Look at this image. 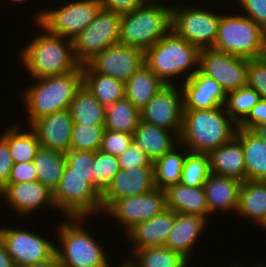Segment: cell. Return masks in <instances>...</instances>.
Returning <instances> with one entry per match:
<instances>
[{"mask_svg": "<svg viewBox=\"0 0 266 267\" xmlns=\"http://www.w3.org/2000/svg\"><path fill=\"white\" fill-rule=\"evenodd\" d=\"M35 25L42 31L19 52V60L31 79L75 71L80 65L74 57L72 40L52 34L40 23Z\"/></svg>", "mask_w": 266, "mask_h": 267, "instance_id": "6da1fadb", "label": "cell"}, {"mask_svg": "<svg viewBox=\"0 0 266 267\" xmlns=\"http://www.w3.org/2000/svg\"><path fill=\"white\" fill-rule=\"evenodd\" d=\"M238 125L225 106L201 110H183L179 142L189 152L209 153L229 142Z\"/></svg>", "mask_w": 266, "mask_h": 267, "instance_id": "7a4b0ae2", "label": "cell"}, {"mask_svg": "<svg viewBox=\"0 0 266 267\" xmlns=\"http://www.w3.org/2000/svg\"><path fill=\"white\" fill-rule=\"evenodd\" d=\"M200 49L170 30L155 45L144 52L145 64L165 84H178L181 75L188 80L199 70ZM190 72H189V71Z\"/></svg>", "mask_w": 266, "mask_h": 267, "instance_id": "3957f363", "label": "cell"}, {"mask_svg": "<svg viewBox=\"0 0 266 267\" xmlns=\"http://www.w3.org/2000/svg\"><path fill=\"white\" fill-rule=\"evenodd\" d=\"M22 92V100L27 114V125L53 112L69 109L71 101L83 85L82 66L66 75L47 76L32 79ZM36 83V84H35Z\"/></svg>", "mask_w": 266, "mask_h": 267, "instance_id": "277c9868", "label": "cell"}, {"mask_svg": "<svg viewBox=\"0 0 266 267\" xmlns=\"http://www.w3.org/2000/svg\"><path fill=\"white\" fill-rule=\"evenodd\" d=\"M162 3L149 0L121 15L119 43L145 52L163 38L172 27V6Z\"/></svg>", "mask_w": 266, "mask_h": 267, "instance_id": "5b68a950", "label": "cell"}, {"mask_svg": "<svg viewBox=\"0 0 266 267\" xmlns=\"http://www.w3.org/2000/svg\"><path fill=\"white\" fill-rule=\"evenodd\" d=\"M86 218L67 217V221L59 224L56 231L59 246L55 245V254L61 267L111 266L102 244L83 228Z\"/></svg>", "mask_w": 266, "mask_h": 267, "instance_id": "8992f818", "label": "cell"}, {"mask_svg": "<svg viewBox=\"0 0 266 267\" xmlns=\"http://www.w3.org/2000/svg\"><path fill=\"white\" fill-rule=\"evenodd\" d=\"M214 49L247 59L266 56V32L244 14H222Z\"/></svg>", "mask_w": 266, "mask_h": 267, "instance_id": "52a82bcc", "label": "cell"}, {"mask_svg": "<svg viewBox=\"0 0 266 267\" xmlns=\"http://www.w3.org/2000/svg\"><path fill=\"white\" fill-rule=\"evenodd\" d=\"M57 211L67 217H89L102 212L101 195L92 184L91 174L70 173L66 164L57 188L53 192Z\"/></svg>", "mask_w": 266, "mask_h": 267, "instance_id": "ba28073f", "label": "cell"}, {"mask_svg": "<svg viewBox=\"0 0 266 267\" xmlns=\"http://www.w3.org/2000/svg\"><path fill=\"white\" fill-rule=\"evenodd\" d=\"M101 7V0L67 1L55 9L50 7L37 12L34 21L52 34L73 41L93 22Z\"/></svg>", "mask_w": 266, "mask_h": 267, "instance_id": "9c48e42d", "label": "cell"}, {"mask_svg": "<svg viewBox=\"0 0 266 267\" xmlns=\"http://www.w3.org/2000/svg\"><path fill=\"white\" fill-rule=\"evenodd\" d=\"M182 4L172 5L171 30L200 50L213 48L222 13Z\"/></svg>", "mask_w": 266, "mask_h": 267, "instance_id": "30bf717a", "label": "cell"}, {"mask_svg": "<svg viewBox=\"0 0 266 267\" xmlns=\"http://www.w3.org/2000/svg\"><path fill=\"white\" fill-rule=\"evenodd\" d=\"M120 23V14L101 7L93 22L72 41L77 63L86 65L104 49L119 43Z\"/></svg>", "mask_w": 266, "mask_h": 267, "instance_id": "8fae6325", "label": "cell"}, {"mask_svg": "<svg viewBox=\"0 0 266 267\" xmlns=\"http://www.w3.org/2000/svg\"><path fill=\"white\" fill-rule=\"evenodd\" d=\"M26 228L0 226V240L16 267H25L50 259L55 254V244L40 234Z\"/></svg>", "mask_w": 266, "mask_h": 267, "instance_id": "7c38bea8", "label": "cell"}, {"mask_svg": "<svg viewBox=\"0 0 266 267\" xmlns=\"http://www.w3.org/2000/svg\"><path fill=\"white\" fill-rule=\"evenodd\" d=\"M248 62L244 57L205 48L200 50L199 71L215 79L228 94L247 85Z\"/></svg>", "mask_w": 266, "mask_h": 267, "instance_id": "4fadbf2b", "label": "cell"}, {"mask_svg": "<svg viewBox=\"0 0 266 267\" xmlns=\"http://www.w3.org/2000/svg\"><path fill=\"white\" fill-rule=\"evenodd\" d=\"M166 209L164 190L154 188L152 191L129 196L114 201L104 212L115 219L124 228L125 233L134 225L147 221Z\"/></svg>", "mask_w": 266, "mask_h": 267, "instance_id": "5bb4252c", "label": "cell"}, {"mask_svg": "<svg viewBox=\"0 0 266 267\" xmlns=\"http://www.w3.org/2000/svg\"><path fill=\"white\" fill-rule=\"evenodd\" d=\"M139 112L141 121L173 131L180 136L183 102L179 84L163 86Z\"/></svg>", "mask_w": 266, "mask_h": 267, "instance_id": "9a60e30c", "label": "cell"}, {"mask_svg": "<svg viewBox=\"0 0 266 267\" xmlns=\"http://www.w3.org/2000/svg\"><path fill=\"white\" fill-rule=\"evenodd\" d=\"M144 63L142 50L117 43L104 49L87 65L96 73L125 83Z\"/></svg>", "mask_w": 266, "mask_h": 267, "instance_id": "2e32d148", "label": "cell"}, {"mask_svg": "<svg viewBox=\"0 0 266 267\" xmlns=\"http://www.w3.org/2000/svg\"><path fill=\"white\" fill-rule=\"evenodd\" d=\"M3 197L6 205L9 204L12 210L19 216L30 217L31 213L43 209L41 207H50L56 209L53 201V192L39 181L8 183L1 191L0 197ZM35 211V212H34Z\"/></svg>", "mask_w": 266, "mask_h": 267, "instance_id": "e0dca14e", "label": "cell"}, {"mask_svg": "<svg viewBox=\"0 0 266 267\" xmlns=\"http://www.w3.org/2000/svg\"><path fill=\"white\" fill-rule=\"evenodd\" d=\"M155 188L153 167H135L120 170L101 195L102 214L116 200L138 196Z\"/></svg>", "mask_w": 266, "mask_h": 267, "instance_id": "ac0fdd59", "label": "cell"}, {"mask_svg": "<svg viewBox=\"0 0 266 267\" xmlns=\"http://www.w3.org/2000/svg\"><path fill=\"white\" fill-rule=\"evenodd\" d=\"M72 126L69 109L44 115L29 125L36 134L40 147L63 153L70 151Z\"/></svg>", "mask_w": 266, "mask_h": 267, "instance_id": "d6986e66", "label": "cell"}, {"mask_svg": "<svg viewBox=\"0 0 266 267\" xmlns=\"http://www.w3.org/2000/svg\"><path fill=\"white\" fill-rule=\"evenodd\" d=\"M182 92L183 110H201L224 106L227 94L213 78L199 70L179 85Z\"/></svg>", "mask_w": 266, "mask_h": 267, "instance_id": "ffe728a7", "label": "cell"}, {"mask_svg": "<svg viewBox=\"0 0 266 267\" xmlns=\"http://www.w3.org/2000/svg\"><path fill=\"white\" fill-rule=\"evenodd\" d=\"M175 223V212L166 208L153 218L134 225L124 235L133 243V251L164 246Z\"/></svg>", "mask_w": 266, "mask_h": 267, "instance_id": "44dd1931", "label": "cell"}, {"mask_svg": "<svg viewBox=\"0 0 266 267\" xmlns=\"http://www.w3.org/2000/svg\"><path fill=\"white\" fill-rule=\"evenodd\" d=\"M241 184L235 178L210 173L203 184L209 215L217 211L236 214Z\"/></svg>", "mask_w": 266, "mask_h": 267, "instance_id": "7402d4cb", "label": "cell"}, {"mask_svg": "<svg viewBox=\"0 0 266 267\" xmlns=\"http://www.w3.org/2000/svg\"><path fill=\"white\" fill-rule=\"evenodd\" d=\"M208 221L199 215L175 213V223L165 247L180 253L189 261L193 247L205 230Z\"/></svg>", "mask_w": 266, "mask_h": 267, "instance_id": "603a6c76", "label": "cell"}, {"mask_svg": "<svg viewBox=\"0 0 266 267\" xmlns=\"http://www.w3.org/2000/svg\"><path fill=\"white\" fill-rule=\"evenodd\" d=\"M210 173L246 180V167L241 142L234 136L229 142L208 153Z\"/></svg>", "mask_w": 266, "mask_h": 267, "instance_id": "cb8c5ba5", "label": "cell"}, {"mask_svg": "<svg viewBox=\"0 0 266 267\" xmlns=\"http://www.w3.org/2000/svg\"><path fill=\"white\" fill-rule=\"evenodd\" d=\"M133 142L153 163L179 143V136L140 120L133 133Z\"/></svg>", "mask_w": 266, "mask_h": 267, "instance_id": "d4e9b609", "label": "cell"}, {"mask_svg": "<svg viewBox=\"0 0 266 267\" xmlns=\"http://www.w3.org/2000/svg\"><path fill=\"white\" fill-rule=\"evenodd\" d=\"M166 208L175 213L193 214L209 220L208 206L203 186L190 187L177 183L165 190Z\"/></svg>", "mask_w": 266, "mask_h": 267, "instance_id": "484cf974", "label": "cell"}, {"mask_svg": "<svg viewBox=\"0 0 266 267\" xmlns=\"http://www.w3.org/2000/svg\"><path fill=\"white\" fill-rule=\"evenodd\" d=\"M235 137L242 145L246 180L266 181V141L255 131L238 127Z\"/></svg>", "mask_w": 266, "mask_h": 267, "instance_id": "4316f807", "label": "cell"}, {"mask_svg": "<svg viewBox=\"0 0 266 267\" xmlns=\"http://www.w3.org/2000/svg\"><path fill=\"white\" fill-rule=\"evenodd\" d=\"M165 84L144 63L125 83V98L141 110Z\"/></svg>", "mask_w": 266, "mask_h": 267, "instance_id": "83f0119b", "label": "cell"}, {"mask_svg": "<svg viewBox=\"0 0 266 267\" xmlns=\"http://www.w3.org/2000/svg\"><path fill=\"white\" fill-rule=\"evenodd\" d=\"M237 216L258 225L266 217V181L245 180L239 190Z\"/></svg>", "mask_w": 266, "mask_h": 267, "instance_id": "f1b7e54d", "label": "cell"}, {"mask_svg": "<svg viewBox=\"0 0 266 267\" xmlns=\"http://www.w3.org/2000/svg\"><path fill=\"white\" fill-rule=\"evenodd\" d=\"M188 152L184 145L179 142L170 151L153 162L155 188L165 190L167 187L181 182L184 161Z\"/></svg>", "mask_w": 266, "mask_h": 267, "instance_id": "f546056e", "label": "cell"}, {"mask_svg": "<svg viewBox=\"0 0 266 267\" xmlns=\"http://www.w3.org/2000/svg\"><path fill=\"white\" fill-rule=\"evenodd\" d=\"M83 85L104 106L125 98L124 83L113 77L94 72L87 64L82 66Z\"/></svg>", "mask_w": 266, "mask_h": 267, "instance_id": "4dcf8cb0", "label": "cell"}, {"mask_svg": "<svg viewBox=\"0 0 266 267\" xmlns=\"http://www.w3.org/2000/svg\"><path fill=\"white\" fill-rule=\"evenodd\" d=\"M20 127V123L10 124L1 134L9 144L14 164L33 161L40 148V143L34 131L30 127L25 130Z\"/></svg>", "mask_w": 266, "mask_h": 267, "instance_id": "1f68e13d", "label": "cell"}, {"mask_svg": "<svg viewBox=\"0 0 266 267\" xmlns=\"http://www.w3.org/2000/svg\"><path fill=\"white\" fill-rule=\"evenodd\" d=\"M33 163L37 172V181L54 192L66 165L65 153L40 147Z\"/></svg>", "mask_w": 266, "mask_h": 267, "instance_id": "d6a6232c", "label": "cell"}, {"mask_svg": "<svg viewBox=\"0 0 266 267\" xmlns=\"http://www.w3.org/2000/svg\"><path fill=\"white\" fill-rule=\"evenodd\" d=\"M73 123L104 125L105 107L84 85L76 93L69 105Z\"/></svg>", "mask_w": 266, "mask_h": 267, "instance_id": "836d02e7", "label": "cell"}, {"mask_svg": "<svg viewBox=\"0 0 266 267\" xmlns=\"http://www.w3.org/2000/svg\"><path fill=\"white\" fill-rule=\"evenodd\" d=\"M105 129L133 135L140 121V112L126 98L105 107Z\"/></svg>", "mask_w": 266, "mask_h": 267, "instance_id": "e575fe53", "label": "cell"}, {"mask_svg": "<svg viewBox=\"0 0 266 267\" xmlns=\"http://www.w3.org/2000/svg\"><path fill=\"white\" fill-rule=\"evenodd\" d=\"M128 257L137 267H188V260L180 253L160 247L142 248ZM132 257V258H131Z\"/></svg>", "mask_w": 266, "mask_h": 267, "instance_id": "d590c367", "label": "cell"}, {"mask_svg": "<svg viewBox=\"0 0 266 267\" xmlns=\"http://www.w3.org/2000/svg\"><path fill=\"white\" fill-rule=\"evenodd\" d=\"M260 99V94L246 85L228 93L224 106L230 118L239 125Z\"/></svg>", "mask_w": 266, "mask_h": 267, "instance_id": "8d00e7d4", "label": "cell"}, {"mask_svg": "<svg viewBox=\"0 0 266 267\" xmlns=\"http://www.w3.org/2000/svg\"><path fill=\"white\" fill-rule=\"evenodd\" d=\"M121 170L116 156L104 153L100 150L95 152L93 164L92 184L102 195L112 182L114 176Z\"/></svg>", "mask_w": 266, "mask_h": 267, "instance_id": "74e56055", "label": "cell"}, {"mask_svg": "<svg viewBox=\"0 0 266 267\" xmlns=\"http://www.w3.org/2000/svg\"><path fill=\"white\" fill-rule=\"evenodd\" d=\"M210 174L207 153L188 152L184 161L181 183L190 187H201Z\"/></svg>", "mask_w": 266, "mask_h": 267, "instance_id": "f35d334b", "label": "cell"}, {"mask_svg": "<svg viewBox=\"0 0 266 267\" xmlns=\"http://www.w3.org/2000/svg\"><path fill=\"white\" fill-rule=\"evenodd\" d=\"M104 131V125L73 123L70 150L96 152L100 149Z\"/></svg>", "mask_w": 266, "mask_h": 267, "instance_id": "ab89813d", "label": "cell"}, {"mask_svg": "<svg viewBox=\"0 0 266 267\" xmlns=\"http://www.w3.org/2000/svg\"><path fill=\"white\" fill-rule=\"evenodd\" d=\"M133 142V135L105 129L100 151L118 157Z\"/></svg>", "mask_w": 266, "mask_h": 267, "instance_id": "60d3db41", "label": "cell"}, {"mask_svg": "<svg viewBox=\"0 0 266 267\" xmlns=\"http://www.w3.org/2000/svg\"><path fill=\"white\" fill-rule=\"evenodd\" d=\"M247 86L255 89L260 94L261 99L266 100V56L249 59Z\"/></svg>", "mask_w": 266, "mask_h": 267, "instance_id": "b9f144b4", "label": "cell"}, {"mask_svg": "<svg viewBox=\"0 0 266 267\" xmlns=\"http://www.w3.org/2000/svg\"><path fill=\"white\" fill-rule=\"evenodd\" d=\"M70 173L93 174L95 152L89 150H70L65 153Z\"/></svg>", "mask_w": 266, "mask_h": 267, "instance_id": "7bdbcfd3", "label": "cell"}, {"mask_svg": "<svg viewBox=\"0 0 266 267\" xmlns=\"http://www.w3.org/2000/svg\"><path fill=\"white\" fill-rule=\"evenodd\" d=\"M117 159L122 170L135 167H153V163L147 157V154L134 142H132L127 149L117 157Z\"/></svg>", "mask_w": 266, "mask_h": 267, "instance_id": "ee69618b", "label": "cell"}, {"mask_svg": "<svg viewBox=\"0 0 266 267\" xmlns=\"http://www.w3.org/2000/svg\"><path fill=\"white\" fill-rule=\"evenodd\" d=\"M244 15L266 32V0H238Z\"/></svg>", "mask_w": 266, "mask_h": 267, "instance_id": "f6af8a7d", "label": "cell"}, {"mask_svg": "<svg viewBox=\"0 0 266 267\" xmlns=\"http://www.w3.org/2000/svg\"><path fill=\"white\" fill-rule=\"evenodd\" d=\"M14 165L8 142L0 137V191L8 184Z\"/></svg>", "mask_w": 266, "mask_h": 267, "instance_id": "bcb514c9", "label": "cell"}, {"mask_svg": "<svg viewBox=\"0 0 266 267\" xmlns=\"http://www.w3.org/2000/svg\"><path fill=\"white\" fill-rule=\"evenodd\" d=\"M37 180V172L33 161L20 162L13 165L8 183L32 182Z\"/></svg>", "mask_w": 266, "mask_h": 267, "instance_id": "7dc6e473", "label": "cell"}, {"mask_svg": "<svg viewBox=\"0 0 266 267\" xmlns=\"http://www.w3.org/2000/svg\"><path fill=\"white\" fill-rule=\"evenodd\" d=\"M266 122V100L260 101L253 106L247 117L238 125V128L254 130L257 126Z\"/></svg>", "mask_w": 266, "mask_h": 267, "instance_id": "c3c4849f", "label": "cell"}, {"mask_svg": "<svg viewBox=\"0 0 266 267\" xmlns=\"http://www.w3.org/2000/svg\"><path fill=\"white\" fill-rule=\"evenodd\" d=\"M149 0H101L102 7L116 14L124 15L145 5Z\"/></svg>", "mask_w": 266, "mask_h": 267, "instance_id": "681fc988", "label": "cell"}, {"mask_svg": "<svg viewBox=\"0 0 266 267\" xmlns=\"http://www.w3.org/2000/svg\"><path fill=\"white\" fill-rule=\"evenodd\" d=\"M0 267H16L14 261L7 252L4 243L0 240Z\"/></svg>", "mask_w": 266, "mask_h": 267, "instance_id": "f907efd6", "label": "cell"}, {"mask_svg": "<svg viewBox=\"0 0 266 267\" xmlns=\"http://www.w3.org/2000/svg\"><path fill=\"white\" fill-rule=\"evenodd\" d=\"M25 267H61V266L58 262L56 254H54L50 259H47V260L40 262V263L28 265Z\"/></svg>", "mask_w": 266, "mask_h": 267, "instance_id": "816d5d0a", "label": "cell"}, {"mask_svg": "<svg viewBox=\"0 0 266 267\" xmlns=\"http://www.w3.org/2000/svg\"><path fill=\"white\" fill-rule=\"evenodd\" d=\"M253 131H255L264 141H266V122L257 126Z\"/></svg>", "mask_w": 266, "mask_h": 267, "instance_id": "f5cc1de1", "label": "cell"}, {"mask_svg": "<svg viewBox=\"0 0 266 267\" xmlns=\"http://www.w3.org/2000/svg\"><path fill=\"white\" fill-rule=\"evenodd\" d=\"M125 260L126 261L123 260V262L118 267H137L129 257Z\"/></svg>", "mask_w": 266, "mask_h": 267, "instance_id": "db71d44e", "label": "cell"}, {"mask_svg": "<svg viewBox=\"0 0 266 267\" xmlns=\"http://www.w3.org/2000/svg\"><path fill=\"white\" fill-rule=\"evenodd\" d=\"M258 225L266 229V217Z\"/></svg>", "mask_w": 266, "mask_h": 267, "instance_id": "11a10c76", "label": "cell"}, {"mask_svg": "<svg viewBox=\"0 0 266 267\" xmlns=\"http://www.w3.org/2000/svg\"><path fill=\"white\" fill-rule=\"evenodd\" d=\"M235 267H241V266H237V265H235ZM242 267H243V266H242ZM254 267H266V265H265V264H264V265H263V264H262V265L260 264V265L254 266Z\"/></svg>", "mask_w": 266, "mask_h": 267, "instance_id": "9f6ffc18", "label": "cell"}, {"mask_svg": "<svg viewBox=\"0 0 266 267\" xmlns=\"http://www.w3.org/2000/svg\"><path fill=\"white\" fill-rule=\"evenodd\" d=\"M11 1H13L15 3H17V2L19 3V2H23V1L25 2L26 0H11Z\"/></svg>", "mask_w": 266, "mask_h": 267, "instance_id": "6f0895ef", "label": "cell"}]
</instances>
